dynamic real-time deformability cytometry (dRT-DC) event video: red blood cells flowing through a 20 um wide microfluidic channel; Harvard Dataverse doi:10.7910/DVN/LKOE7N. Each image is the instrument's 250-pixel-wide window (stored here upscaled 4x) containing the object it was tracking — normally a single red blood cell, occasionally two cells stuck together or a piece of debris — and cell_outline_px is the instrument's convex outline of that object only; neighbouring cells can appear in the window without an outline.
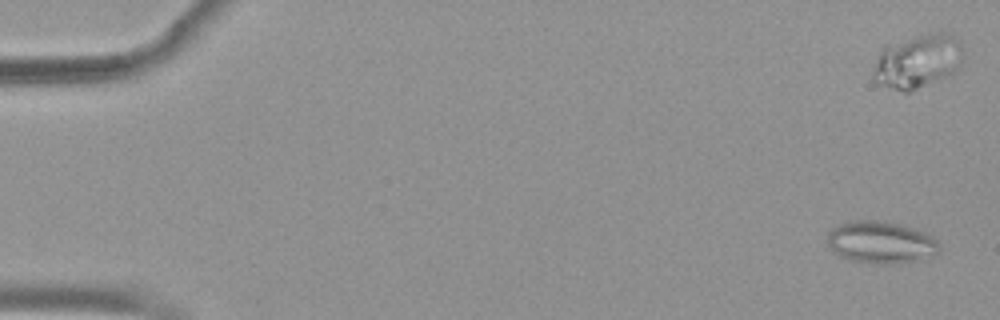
{"species": "common noctule bat (a hibernating species)", "species_latin": "Nyctalus noctula", "temperature_condition": "warm", "stored_images_in_passage": 55, "camera_frame_rate_fps": 3000, "um_per_image_px": 0.085, "animal": {"sex": "female", "body_mass_g": 19.9}, "frame": {"image": 1, "passage_image": 2, "time_ms": 0.333, "image_size_px": [1000, 320], "cell_outline_px": [[940, 252], [920, 260], [888, 264], [876, 264], [848, 260], [832, 252], [828, 244], [828, 232], [832, 228], [848, 220], [880, 220], [904, 224], [924, 232], [932, 236], [940, 244]], "centroid_in_image_um": [74.87, 20.59], "position_along_channel_um": 10.1, "area_um2": 27.98}}
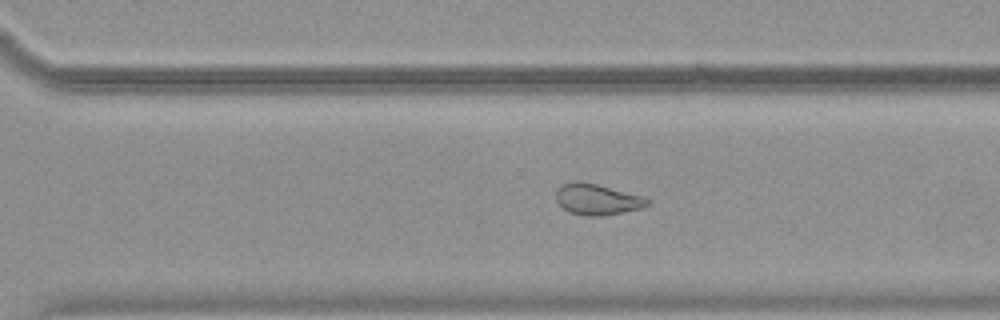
{"frame": {"image": 2, "passage_image": 38, "time_ms": 12.333, "image_size_px": [1000, 320], "cell_outline_px": [[652, 204], [640, 208], [624, 212], [604, 216], [588, 216], [568, 212], [556, 200], [556, 188], [560, 184], [572, 180], [580, 180], [644, 196], [652, 200]], "centroid_in_image_um": [50.76, 16.93], "position_along_channel_um": 319.8, "area_um2": 16.88}}
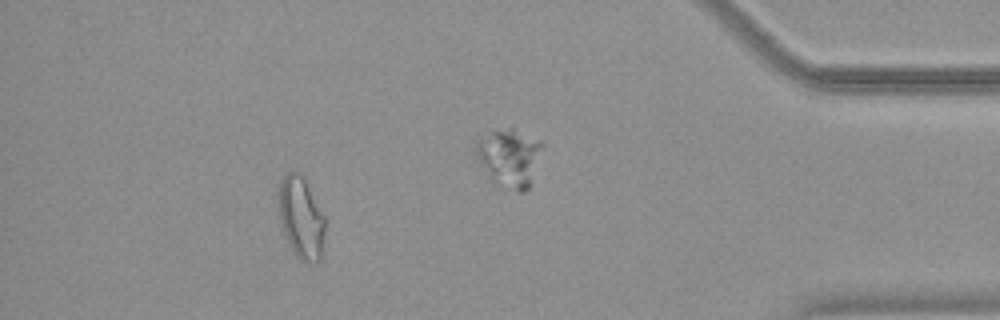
{"frame": {"image": 3, "passage_image": 49, "time_ms": 16.0, "image_size_px": [1000, 320], "cell_outline_px": [[324, 236], [320, 260], [316, 264], [312, 264], [300, 260], [292, 252], [284, 236], [280, 220], [280, 180], [288, 172], [300, 172], [304, 176], [324, 216]], "centroid_in_image_um": [25.61, 18.55], "position_along_channel_um": 409.6, "area_um2": 22.14}, "authors_computed_cell_mechanics": {"area_um2": 21.4438, "velocity_mm_per_s": 3.7835, "shape_relaxation_time_tau1_ms": null, "shape_relaxation_time_tau2_ms": 1.8829, "deformation_change_tau1": null, "deformation_change_tau2": 0.0811}}